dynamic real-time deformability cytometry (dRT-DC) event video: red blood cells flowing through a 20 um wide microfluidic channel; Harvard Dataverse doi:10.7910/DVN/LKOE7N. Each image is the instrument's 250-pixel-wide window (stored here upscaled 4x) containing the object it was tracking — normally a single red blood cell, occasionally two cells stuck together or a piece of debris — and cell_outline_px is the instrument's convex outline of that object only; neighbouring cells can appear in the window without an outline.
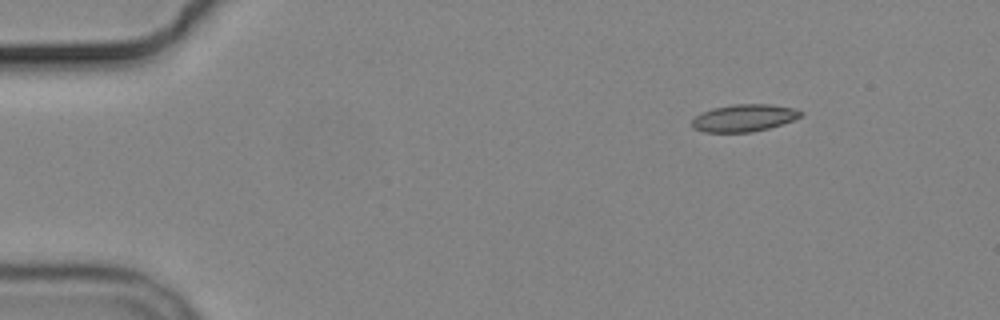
{"species": "common noctule bat (a hibernating species)", "species_latin": "Nyctalus noctula", "temperature_condition": "cold", "stored_images_in_passage": 5, "camera_frame_rate_fps": 3000, "um_per_image_px": 0.085, "animal": {"sex": "male", "body_mass_g": 19.2, "forearm_length_mm": 51.8}, "frame": {"image": 1, "passage_image": 5, "time_ms": 5.0, "image_size_px": [1000, 320], "cell_outline_px": [[804, 116], [768, 128], [752, 132], [704, 132], [692, 128], [692, 120], [696, 116], [712, 108], [732, 104], [768, 104], [792, 108], [804, 112]], "centroid_in_image_um": [63.24, 10.02], "position_along_channel_um": 21.8, "area_um2": 17.17}}